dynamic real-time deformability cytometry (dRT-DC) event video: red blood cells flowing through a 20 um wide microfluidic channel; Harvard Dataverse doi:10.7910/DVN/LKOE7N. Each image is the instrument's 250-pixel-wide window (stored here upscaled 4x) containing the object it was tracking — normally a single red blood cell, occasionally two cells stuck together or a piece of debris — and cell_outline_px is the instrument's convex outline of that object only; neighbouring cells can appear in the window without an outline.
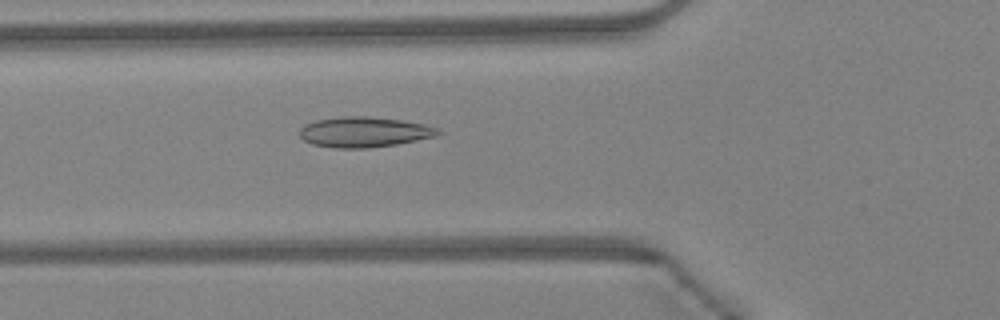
{"species": "Egyptian fruit bat (a non-hibernating species)", "species_latin": "Rousettus aegyptiacus", "temperature_condition": "warm", "stored_images_in_passage": 47, "camera_frame_rate_fps": 3000, "um_per_image_px": 0.085, "animal": {"sex": "female"}, "frame": {"image": 1, "passage_image": 17, "time_ms": 5.333, "image_size_px": [1000, 320], "cell_outline_px": [[444, 132], [436, 136], [396, 144], [368, 148], [336, 148], [312, 144], [304, 140], [300, 136], [300, 128], [304, 124], [316, 120], [344, 116], [368, 116], [400, 120], [424, 124], [440, 128]], "centroid_in_image_um": [30.97, 11.22], "position_along_channel_um": 94.8, "area_um2": 24.51}}
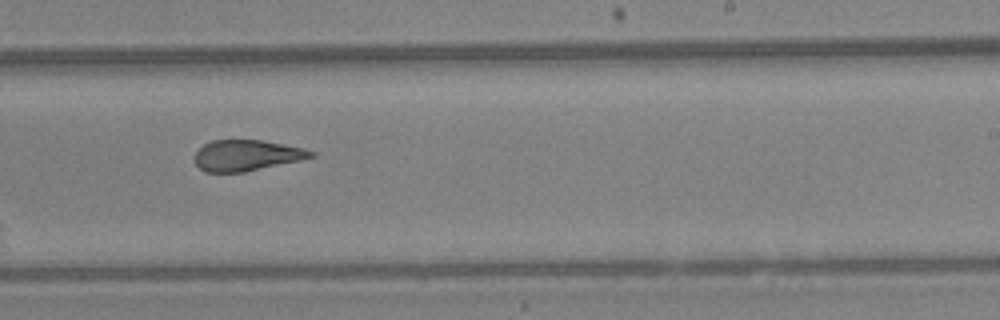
{"frame": {"image": 2, "passage_image": 29, "time_ms": 9.333, "image_size_px": [1000, 320], "cell_outline_px": [[316, 156], [300, 160], [244, 172], [204, 172], [192, 160], [196, 152], [204, 144], [212, 140], [264, 140], [304, 148], [316, 152]], "centroid_in_image_um": [20.96, 13.2], "position_along_channel_um": 268.0, "area_um2": 21.04}}
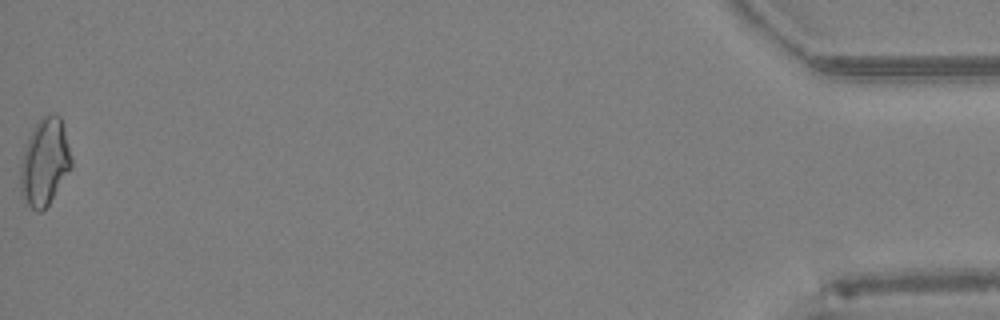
{"frame": {"image": 3, "passage_image": 47, "time_ms": 15.333, "image_size_px": [1000, 320], "cell_outline_px": [[72, 168], [48, 204], [40, 212], [36, 212], [28, 204], [20, 192], [20, 168], [24, 148], [32, 128], [40, 116], [60, 116], [64, 128], [72, 160]], "centroid_in_image_um": [3.79, 13.78], "position_along_channel_um": 431.4, "area_um2": 25.66}, "authors_computed_cell_mechanics": {"area_um2": 22.831, "velocity_mm_per_s": 4.3569, "shape_relaxation_time_tau1_ms": null, "shape_relaxation_time_tau2_ms": 1.6564, "deformation_change_tau1": null, "deformation_change_tau2": 0.0842}}